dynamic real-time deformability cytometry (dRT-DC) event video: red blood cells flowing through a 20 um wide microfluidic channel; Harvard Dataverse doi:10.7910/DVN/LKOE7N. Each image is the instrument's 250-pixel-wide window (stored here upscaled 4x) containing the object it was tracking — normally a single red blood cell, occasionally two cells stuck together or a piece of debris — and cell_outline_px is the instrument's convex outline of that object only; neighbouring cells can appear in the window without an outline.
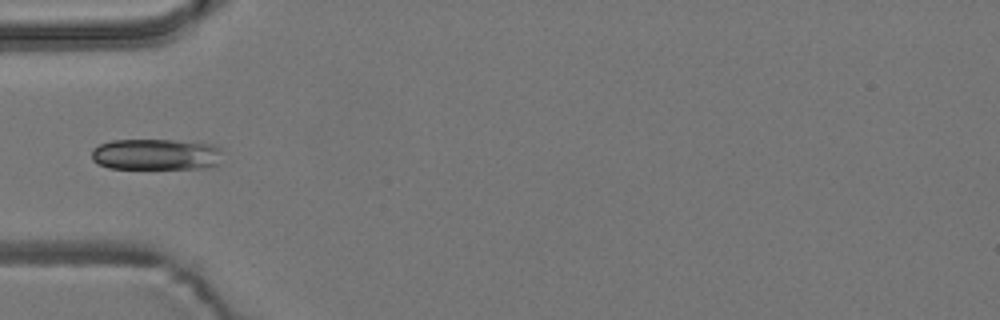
{"species": "common noctule bat (a hibernating species)", "species_latin": "Nyctalus noctula", "temperature_condition": "room temperature", "stored_images_in_passage": 6, "camera_frame_rate_fps": 3000, "um_per_image_px": 0.085, "animal": {"sex": "male", "body_mass_g": 19.2, "forearm_length_mm": 51.8}, "frame": {"image": 1, "passage_image": 6, "time_ms": 5.667, "image_size_px": [1000, 320], "cell_outline_px": [[220, 164], [212, 168], [108, 168], [96, 164], [92, 160], [92, 148], [100, 144], [112, 140], [176, 140], [216, 144], [220, 148]], "centroid_in_image_um": [13.28, 13.12], "position_along_channel_um": 71.7, "area_um2": 24.16}}